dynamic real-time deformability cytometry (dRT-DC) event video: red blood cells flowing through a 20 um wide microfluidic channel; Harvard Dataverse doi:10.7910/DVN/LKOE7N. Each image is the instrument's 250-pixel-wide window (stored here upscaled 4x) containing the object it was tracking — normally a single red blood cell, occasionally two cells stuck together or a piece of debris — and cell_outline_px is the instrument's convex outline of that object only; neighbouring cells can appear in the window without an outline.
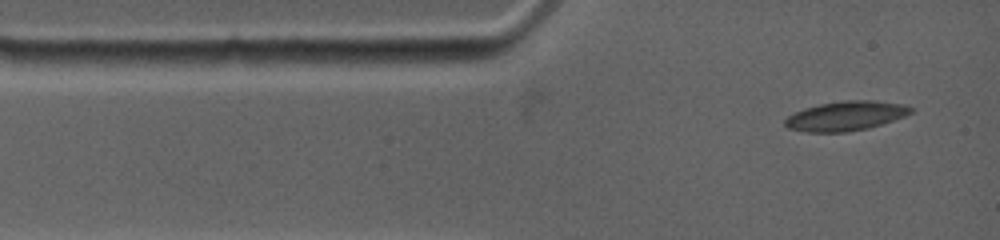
{"species": "common noctule bat (a hibernating species)", "species_latin": "Nyctalus noctula", "temperature_condition": "warm", "stored_images_in_passage": 32, "camera_frame_rate_fps": 4500, "um_per_image_px": 0.085, "animal": {"sex": "female", "body_mass_g": 19.0, "forearm_length_mm": 53.3}, "frame": {"image": 1, "passage_image": 1, "time_ms": 0.0, "image_size_px": [1000, 240], "cell_outline_px": [[912, 112], [904, 116], [868, 128], [844, 132], [808, 132], [788, 128], [784, 124], [784, 120], [788, 116], [804, 108], [820, 104], [844, 100], [872, 100], [904, 104], [912, 108]], "centroid_in_image_um": [71.87, 9.85], "position_along_channel_um": 13.1, "area_um2": 21.39}}
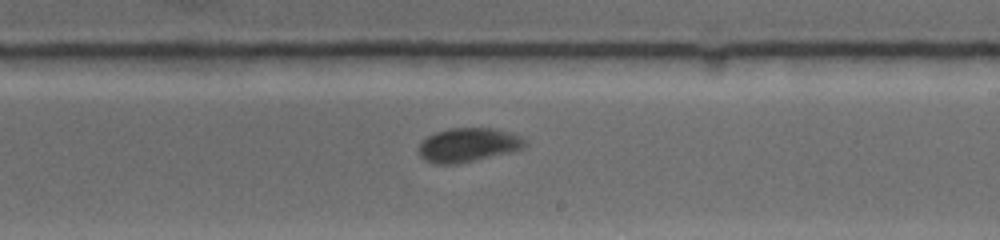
{"frame": {"image": 2, "passage_image": 14, "time_ms": 7.111, "image_size_px": [1000, 240], "cell_outline_px": [[528, 144], [524, 148], [516, 152], [456, 164], [432, 164], [424, 160], [420, 156], [420, 144], [428, 136], [436, 132], [448, 128], [496, 128], [512, 132], [520, 136]], "centroid_in_image_um": [39.86, 12.33], "position_along_channel_um": 249.1, "area_um2": 21.39}}
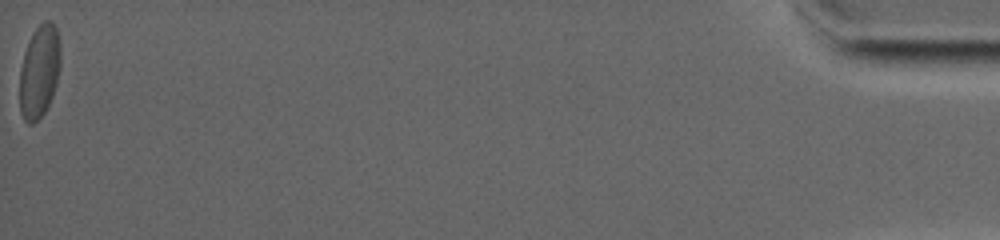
{"frame": {"image": 3, "passage_image": 32, "time_ms": 16.889, "image_size_px": [1000, 240], "cell_outline_px": [[60, 68], [56, 84], [52, 96], [44, 112], [32, 124], [28, 124], [24, 120], [20, 112], [20, 68], [24, 52], [36, 28], [44, 20], [52, 20], [56, 28], [60, 40]], "centroid_in_image_um": [3.35, 6.05], "position_along_channel_um": 431.8, "area_um2": 22.08}, "authors_computed_cell_mechanics": {"area_um2": 21.386, "velocity_mm_per_s": 3.6981, "shape_relaxation_time_tau1_ms": 3.7827, "shape_relaxation_time_tau2_ms": null, "deformation_change_tau1": 0.1166, "deformation_change_tau2": null}}